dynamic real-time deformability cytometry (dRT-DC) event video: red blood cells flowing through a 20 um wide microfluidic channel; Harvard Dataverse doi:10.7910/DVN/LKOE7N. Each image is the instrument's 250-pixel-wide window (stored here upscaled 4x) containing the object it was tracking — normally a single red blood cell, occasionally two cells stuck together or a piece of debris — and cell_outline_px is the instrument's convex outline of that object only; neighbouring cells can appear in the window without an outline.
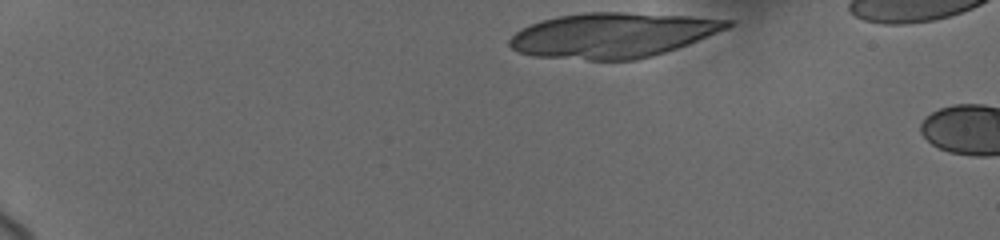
{"species": "human", "species_latin": "Homo sapiens", "temperature_condition": "cold", "stored_images_in_passage": 2, "camera_frame_rate_fps": 3000, "um_per_image_px": 0.085, "donor": {"sex": "female"}, "frame": {"image": 1, "passage_image": 1, "time_ms": 0.0, "image_size_px": [1000, 240], "cell_outline_px": [[732, 24], [728, 28], [688, 44], [652, 56], [636, 60], [588, 60], [532, 56], [520, 52], [512, 48], [508, 44], [508, 40], [516, 32], [532, 24], [544, 20], [560, 16], [584, 12], [624, 12], [688, 16], [732, 20]], "centroid_in_image_um": [52.07, 3.0], "position_along_channel_um": 32.9, "area_um2": 56.64}}